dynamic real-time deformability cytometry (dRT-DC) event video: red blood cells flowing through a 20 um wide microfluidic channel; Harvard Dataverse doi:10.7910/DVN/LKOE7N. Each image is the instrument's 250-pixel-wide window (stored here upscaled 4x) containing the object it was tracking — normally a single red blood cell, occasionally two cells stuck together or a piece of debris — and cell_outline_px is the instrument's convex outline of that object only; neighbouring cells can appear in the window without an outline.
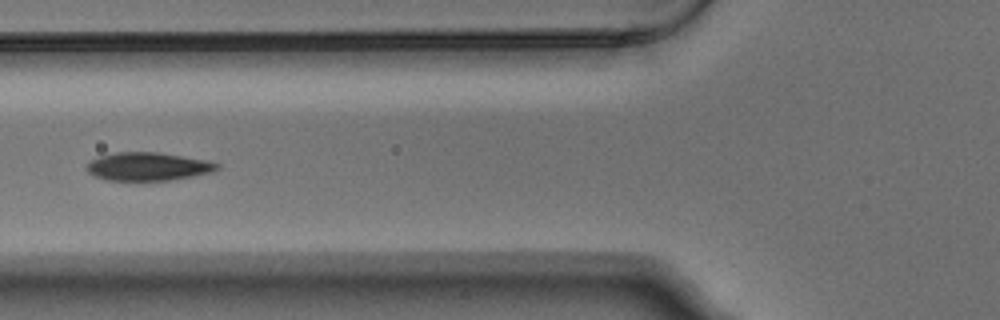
{"species": "Egyptian fruit bat (a non-hibernating species)", "species_latin": "Rousettus aegyptiacus", "temperature_condition": "warm", "stored_images_in_passage": 5, "camera_frame_rate_fps": 3000, "um_per_image_px": 0.085, "animal": {"sex": "male"}, "frame": {"image": 1, "passage_image": 2, "time_ms": 0.333, "image_size_px": [1000, 320], "cell_outline_px": [[220, 168], [212, 172], [172, 180], [108, 180], [96, 176], [88, 172], [84, 168], [92, 160], [100, 156], [116, 152], [156, 152], [208, 160], [220, 164]], "centroid_in_image_um": [12.6, 14.15], "position_along_channel_um": 113.2, "area_um2": 21.33}}
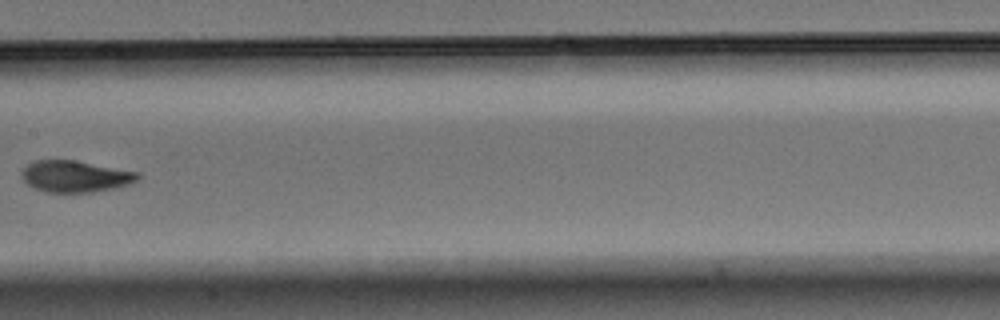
{"frame": {"image": 2, "passage_image": 4, "time_ms": 1.0, "image_size_px": [1000, 320], "cell_outline_px": [[140, 176], [136, 180], [128, 184], [116, 188], [92, 192], [48, 192], [36, 188], [28, 184], [24, 180], [20, 172], [28, 164], [36, 160], [76, 160], [140, 172]], "centroid_in_image_um": [6.42, 14.98], "position_along_channel_um": 201.0, "area_um2": 21.27}}
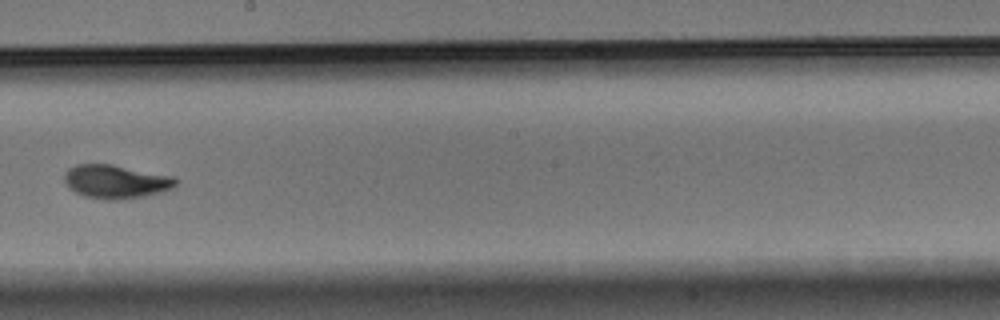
{"frame": {"image": 3, "passage_image": 5, "time_ms": 1.333, "image_size_px": [1000, 320], "cell_outline_px": [[180, 180], [172, 188], [164, 192], [144, 196], [120, 200], [108, 200], [84, 196], [76, 192], [64, 180], [64, 172], [68, 168], [76, 164], [112, 164], [172, 176]], "centroid_in_image_um": [9.87, 15.43], "position_along_channel_um": 238.3, "area_um2": 21.85}}